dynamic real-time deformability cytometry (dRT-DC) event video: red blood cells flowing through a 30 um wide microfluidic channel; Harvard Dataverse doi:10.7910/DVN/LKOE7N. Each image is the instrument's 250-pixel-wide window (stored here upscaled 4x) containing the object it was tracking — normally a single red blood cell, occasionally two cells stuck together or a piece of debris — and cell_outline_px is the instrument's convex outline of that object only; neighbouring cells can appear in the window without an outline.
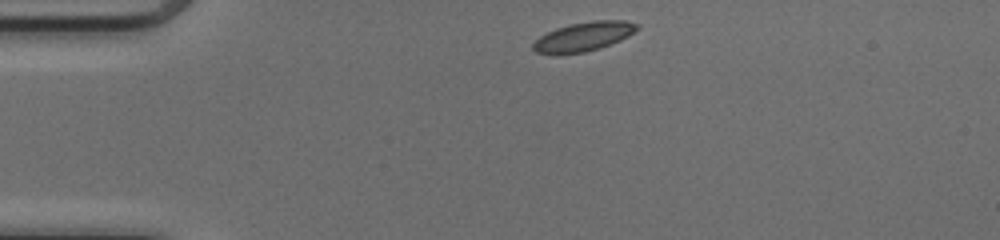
{"species": "common noctule bat (a hibernating species)", "species_latin": "Nyctalus noctula", "temperature_condition": "cold", "stored_images_in_passage": 40, "camera_frame_rate_fps": 3000, "um_per_image_px": 0.085, "animal": {"sex": "female", "body_mass_g": 17.0, "forearm_length_mm": 48.0}, "frame": {"image": 1, "passage_image": 1, "time_ms": 0.0, "image_size_px": [1000, 240], "cell_outline_px": [[640, 28], [628, 36], [620, 40], [600, 48], [584, 52], [560, 56], [556, 56], [536, 52], [532, 48], [532, 44], [540, 36], [556, 28], [568, 24], [592, 20], [624, 20], [640, 24]], "centroid_in_image_um": [49.59, 3.12], "position_along_channel_um": 35.4, "area_um2": 18.09}}
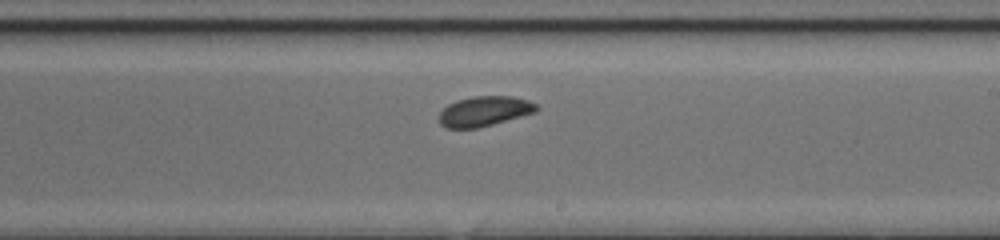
{"frame": {"image": 2, "passage_image": 20, "time_ms": 6.333, "image_size_px": [1000, 240], "cell_outline_px": [[540, 108], [536, 112], [492, 124], [476, 128], [448, 128], [440, 124], [440, 112], [448, 104], [456, 100], [472, 96], [512, 96], [528, 100], [536, 104]], "centroid_in_image_um": [41.18, 9.44], "position_along_channel_um": 247.8, "area_um2": 16.94}}
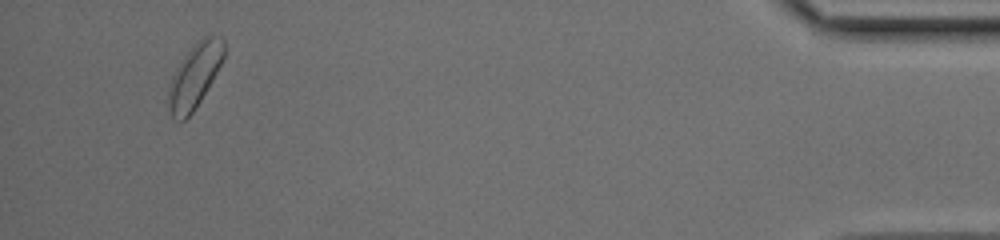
{"frame": {"image": 3, "passage_image": 38, "time_ms": 12.333, "image_size_px": [1000, 240], "cell_outline_px": [[224, 56], [212, 80], [200, 100], [192, 112], [184, 120], [176, 120], [168, 112], [168, 92], [172, 76], [180, 60], [208, 32], [224, 40]], "centroid_in_image_um": [16.53, 6.44], "position_along_channel_um": 418.7, "area_um2": 20.35}, "authors_computed_cell_mechanics": {"area_um2": 17.629, "velocity_mm_per_s": 4.0889, "shape_relaxation_time_tau1_ms": 9.172, "shape_relaxation_time_tau2_ms": null, "deformation_change_tau1": 0.1249, "deformation_change_tau2": null}}